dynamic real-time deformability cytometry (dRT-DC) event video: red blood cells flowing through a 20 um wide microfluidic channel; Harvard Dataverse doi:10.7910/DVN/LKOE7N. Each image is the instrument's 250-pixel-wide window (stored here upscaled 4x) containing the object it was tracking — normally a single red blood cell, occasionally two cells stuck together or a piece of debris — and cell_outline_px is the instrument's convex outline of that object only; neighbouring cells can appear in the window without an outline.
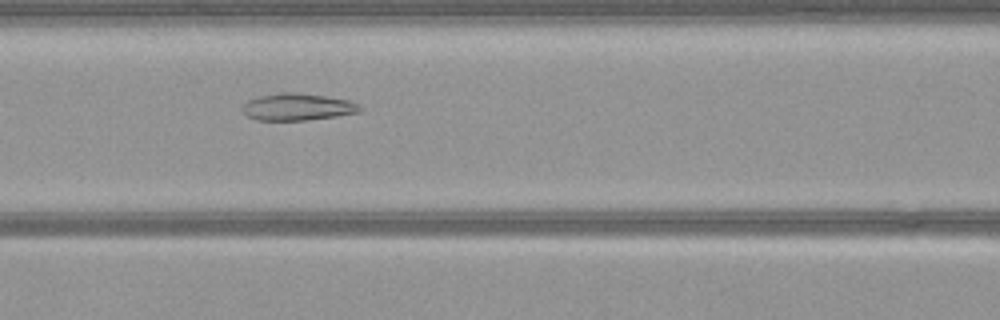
{"species": "common noctule bat (a hibernating species)", "species_latin": "Nyctalus noctula", "temperature_condition": "warm", "stored_images_in_passage": 42, "camera_frame_rate_fps": 3000, "um_per_image_px": 0.085, "animal": {"sex": "female", "body_mass_g": 21.9}, "frame": {"image": 1, "passage_image": 11, "time_ms": 3.333, "image_size_px": [1000, 320], "cell_outline_px": [[364, 108], [360, 112], [336, 116], [308, 120], [256, 120], [248, 116], [240, 108], [248, 100], [256, 96], [280, 92], [296, 92], [324, 96], [348, 100], [360, 104]], "centroid_in_image_um": [25.29, 9.08], "position_along_channel_um": 141.3, "area_um2": 18.67}}
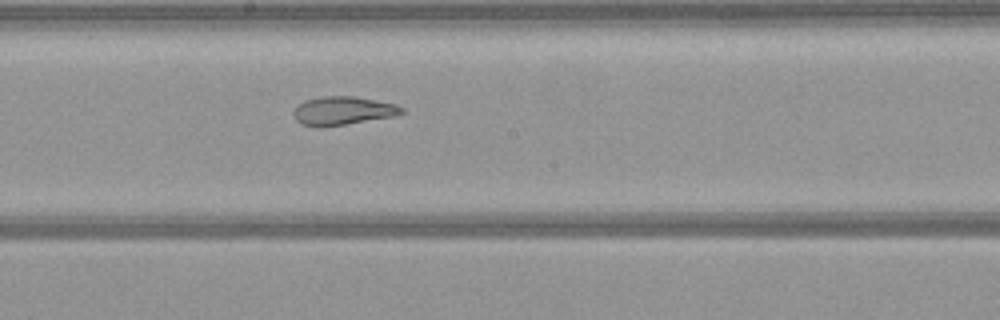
{"frame": {"image": 2, "passage_image": 17, "time_ms": 5.333, "image_size_px": [1000, 320], "cell_outline_px": [[404, 112], [396, 116], [324, 128], [316, 128], [300, 124], [296, 120], [292, 112], [296, 104], [304, 100], [320, 96], [356, 96], [396, 104], [404, 108]], "centroid_in_image_um": [29.1, 9.43], "position_along_channel_um": 219.1, "area_um2": 18.55}}
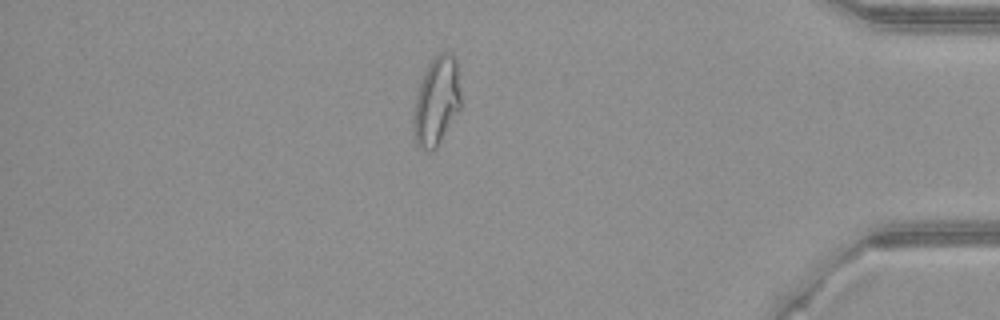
{"frame": {"image": 3, "passage_image": 34, "time_ms": 11.0, "image_size_px": [1000, 320], "cell_outline_px": [[460, 108], [436, 148], [428, 152], [420, 148], [416, 144], [412, 128], [412, 120], [416, 96], [420, 80], [428, 64], [440, 52], [452, 52], [456, 60], [460, 96]], "centroid_in_image_um": [37.07, 8.61], "position_along_channel_um": 398.1, "area_um2": 24.45}}